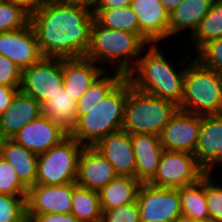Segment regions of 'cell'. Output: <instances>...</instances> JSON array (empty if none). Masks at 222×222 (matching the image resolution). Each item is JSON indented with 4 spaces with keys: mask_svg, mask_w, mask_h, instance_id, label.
I'll use <instances>...</instances> for the list:
<instances>
[{
    "mask_svg": "<svg viewBox=\"0 0 222 222\" xmlns=\"http://www.w3.org/2000/svg\"><path fill=\"white\" fill-rule=\"evenodd\" d=\"M108 69L104 71L88 90L77 101V110H89L103 101L111 91L125 78L120 72L108 76ZM107 74V75H105Z\"/></svg>",
    "mask_w": 222,
    "mask_h": 222,
    "instance_id": "cell-30",
    "label": "cell"
},
{
    "mask_svg": "<svg viewBox=\"0 0 222 222\" xmlns=\"http://www.w3.org/2000/svg\"><path fill=\"white\" fill-rule=\"evenodd\" d=\"M148 46L137 34L100 25L95 19L91 26L90 46L85 57L101 66L113 65L114 71L125 77L134 69L143 49Z\"/></svg>",
    "mask_w": 222,
    "mask_h": 222,
    "instance_id": "cell-3",
    "label": "cell"
},
{
    "mask_svg": "<svg viewBox=\"0 0 222 222\" xmlns=\"http://www.w3.org/2000/svg\"><path fill=\"white\" fill-rule=\"evenodd\" d=\"M93 15L104 27L137 34L148 46L152 44L140 32L138 18L130 5L118 9H93Z\"/></svg>",
    "mask_w": 222,
    "mask_h": 222,
    "instance_id": "cell-26",
    "label": "cell"
},
{
    "mask_svg": "<svg viewBox=\"0 0 222 222\" xmlns=\"http://www.w3.org/2000/svg\"><path fill=\"white\" fill-rule=\"evenodd\" d=\"M101 222H141L137 202L104 211Z\"/></svg>",
    "mask_w": 222,
    "mask_h": 222,
    "instance_id": "cell-36",
    "label": "cell"
},
{
    "mask_svg": "<svg viewBox=\"0 0 222 222\" xmlns=\"http://www.w3.org/2000/svg\"><path fill=\"white\" fill-rule=\"evenodd\" d=\"M131 143L136 159L135 178L141 183H148L156 174L164 151L159 136L131 134Z\"/></svg>",
    "mask_w": 222,
    "mask_h": 222,
    "instance_id": "cell-20",
    "label": "cell"
},
{
    "mask_svg": "<svg viewBox=\"0 0 222 222\" xmlns=\"http://www.w3.org/2000/svg\"><path fill=\"white\" fill-rule=\"evenodd\" d=\"M84 147L68 136L59 145L39 154L35 184L63 185L76 182L78 160Z\"/></svg>",
    "mask_w": 222,
    "mask_h": 222,
    "instance_id": "cell-7",
    "label": "cell"
},
{
    "mask_svg": "<svg viewBox=\"0 0 222 222\" xmlns=\"http://www.w3.org/2000/svg\"><path fill=\"white\" fill-rule=\"evenodd\" d=\"M173 222H198V221H195L193 218H189V217L181 215L177 219H175Z\"/></svg>",
    "mask_w": 222,
    "mask_h": 222,
    "instance_id": "cell-45",
    "label": "cell"
},
{
    "mask_svg": "<svg viewBox=\"0 0 222 222\" xmlns=\"http://www.w3.org/2000/svg\"><path fill=\"white\" fill-rule=\"evenodd\" d=\"M76 182L63 185L35 184L26 194V215L71 213V199Z\"/></svg>",
    "mask_w": 222,
    "mask_h": 222,
    "instance_id": "cell-12",
    "label": "cell"
},
{
    "mask_svg": "<svg viewBox=\"0 0 222 222\" xmlns=\"http://www.w3.org/2000/svg\"><path fill=\"white\" fill-rule=\"evenodd\" d=\"M195 57L202 65L222 74V37L204 45Z\"/></svg>",
    "mask_w": 222,
    "mask_h": 222,
    "instance_id": "cell-35",
    "label": "cell"
},
{
    "mask_svg": "<svg viewBox=\"0 0 222 222\" xmlns=\"http://www.w3.org/2000/svg\"><path fill=\"white\" fill-rule=\"evenodd\" d=\"M222 150V114L201 115V128L195 157L205 169Z\"/></svg>",
    "mask_w": 222,
    "mask_h": 222,
    "instance_id": "cell-22",
    "label": "cell"
},
{
    "mask_svg": "<svg viewBox=\"0 0 222 222\" xmlns=\"http://www.w3.org/2000/svg\"><path fill=\"white\" fill-rule=\"evenodd\" d=\"M27 190L18 179L15 169L0 156V194L26 196Z\"/></svg>",
    "mask_w": 222,
    "mask_h": 222,
    "instance_id": "cell-33",
    "label": "cell"
},
{
    "mask_svg": "<svg viewBox=\"0 0 222 222\" xmlns=\"http://www.w3.org/2000/svg\"><path fill=\"white\" fill-rule=\"evenodd\" d=\"M166 12L170 15L183 0H160Z\"/></svg>",
    "mask_w": 222,
    "mask_h": 222,
    "instance_id": "cell-43",
    "label": "cell"
},
{
    "mask_svg": "<svg viewBox=\"0 0 222 222\" xmlns=\"http://www.w3.org/2000/svg\"><path fill=\"white\" fill-rule=\"evenodd\" d=\"M19 88L0 84V115L10 106Z\"/></svg>",
    "mask_w": 222,
    "mask_h": 222,
    "instance_id": "cell-39",
    "label": "cell"
},
{
    "mask_svg": "<svg viewBox=\"0 0 222 222\" xmlns=\"http://www.w3.org/2000/svg\"><path fill=\"white\" fill-rule=\"evenodd\" d=\"M63 88L62 58L43 57L22 70L19 90L40 104L50 100Z\"/></svg>",
    "mask_w": 222,
    "mask_h": 222,
    "instance_id": "cell-9",
    "label": "cell"
},
{
    "mask_svg": "<svg viewBox=\"0 0 222 222\" xmlns=\"http://www.w3.org/2000/svg\"><path fill=\"white\" fill-rule=\"evenodd\" d=\"M114 167L93 146H85L78 160L76 184L99 192L116 178Z\"/></svg>",
    "mask_w": 222,
    "mask_h": 222,
    "instance_id": "cell-15",
    "label": "cell"
},
{
    "mask_svg": "<svg viewBox=\"0 0 222 222\" xmlns=\"http://www.w3.org/2000/svg\"><path fill=\"white\" fill-rule=\"evenodd\" d=\"M0 156L15 169L18 179L28 189L35 185L38 155L12 138L0 140Z\"/></svg>",
    "mask_w": 222,
    "mask_h": 222,
    "instance_id": "cell-21",
    "label": "cell"
},
{
    "mask_svg": "<svg viewBox=\"0 0 222 222\" xmlns=\"http://www.w3.org/2000/svg\"><path fill=\"white\" fill-rule=\"evenodd\" d=\"M40 115L41 104L19 90L10 106L0 115V140L12 138L21 128Z\"/></svg>",
    "mask_w": 222,
    "mask_h": 222,
    "instance_id": "cell-19",
    "label": "cell"
},
{
    "mask_svg": "<svg viewBox=\"0 0 222 222\" xmlns=\"http://www.w3.org/2000/svg\"><path fill=\"white\" fill-rule=\"evenodd\" d=\"M177 110L174 102L136 90L128 80L122 130L159 136Z\"/></svg>",
    "mask_w": 222,
    "mask_h": 222,
    "instance_id": "cell-6",
    "label": "cell"
},
{
    "mask_svg": "<svg viewBox=\"0 0 222 222\" xmlns=\"http://www.w3.org/2000/svg\"><path fill=\"white\" fill-rule=\"evenodd\" d=\"M167 60L157 44H151L126 78L136 90L172 101L178 106L183 96L186 68L176 70Z\"/></svg>",
    "mask_w": 222,
    "mask_h": 222,
    "instance_id": "cell-2",
    "label": "cell"
},
{
    "mask_svg": "<svg viewBox=\"0 0 222 222\" xmlns=\"http://www.w3.org/2000/svg\"><path fill=\"white\" fill-rule=\"evenodd\" d=\"M41 114L70 133L77 121V102L63 88L41 104Z\"/></svg>",
    "mask_w": 222,
    "mask_h": 222,
    "instance_id": "cell-25",
    "label": "cell"
},
{
    "mask_svg": "<svg viewBox=\"0 0 222 222\" xmlns=\"http://www.w3.org/2000/svg\"><path fill=\"white\" fill-rule=\"evenodd\" d=\"M132 0H100L94 9H118L130 5Z\"/></svg>",
    "mask_w": 222,
    "mask_h": 222,
    "instance_id": "cell-41",
    "label": "cell"
},
{
    "mask_svg": "<svg viewBox=\"0 0 222 222\" xmlns=\"http://www.w3.org/2000/svg\"><path fill=\"white\" fill-rule=\"evenodd\" d=\"M222 37V0H215L211 9L190 36L197 53L204 45Z\"/></svg>",
    "mask_w": 222,
    "mask_h": 222,
    "instance_id": "cell-29",
    "label": "cell"
},
{
    "mask_svg": "<svg viewBox=\"0 0 222 222\" xmlns=\"http://www.w3.org/2000/svg\"><path fill=\"white\" fill-rule=\"evenodd\" d=\"M93 147L110 162L118 175L135 178L136 159L130 133L124 130L110 133Z\"/></svg>",
    "mask_w": 222,
    "mask_h": 222,
    "instance_id": "cell-16",
    "label": "cell"
},
{
    "mask_svg": "<svg viewBox=\"0 0 222 222\" xmlns=\"http://www.w3.org/2000/svg\"><path fill=\"white\" fill-rule=\"evenodd\" d=\"M136 202L141 222H173L182 215L179 189L142 183Z\"/></svg>",
    "mask_w": 222,
    "mask_h": 222,
    "instance_id": "cell-10",
    "label": "cell"
},
{
    "mask_svg": "<svg viewBox=\"0 0 222 222\" xmlns=\"http://www.w3.org/2000/svg\"><path fill=\"white\" fill-rule=\"evenodd\" d=\"M201 128V115L177 110L159 135L164 150L195 154Z\"/></svg>",
    "mask_w": 222,
    "mask_h": 222,
    "instance_id": "cell-11",
    "label": "cell"
},
{
    "mask_svg": "<svg viewBox=\"0 0 222 222\" xmlns=\"http://www.w3.org/2000/svg\"><path fill=\"white\" fill-rule=\"evenodd\" d=\"M105 70L87 57L62 58L63 86L77 102Z\"/></svg>",
    "mask_w": 222,
    "mask_h": 222,
    "instance_id": "cell-17",
    "label": "cell"
},
{
    "mask_svg": "<svg viewBox=\"0 0 222 222\" xmlns=\"http://www.w3.org/2000/svg\"><path fill=\"white\" fill-rule=\"evenodd\" d=\"M141 184L134 177L118 175L98 192L102 211L135 202Z\"/></svg>",
    "mask_w": 222,
    "mask_h": 222,
    "instance_id": "cell-24",
    "label": "cell"
},
{
    "mask_svg": "<svg viewBox=\"0 0 222 222\" xmlns=\"http://www.w3.org/2000/svg\"><path fill=\"white\" fill-rule=\"evenodd\" d=\"M22 70L7 57L0 55V84L20 87Z\"/></svg>",
    "mask_w": 222,
    "mask_h": 222,
    "instance_id": "cell-37",
    "label": "cell"
},
{
    "mask_svg": "<svg viewBox=\"0 0 222 222\" xmlns=\"http://www.w3.org/2000/svg\"><path fill=\"white\" fill-rule=\"evenodd\" d=\"M130 7L138 18L140 32L152 44L170 37L169 14L160 0H132Z\"/></svg>",
    "mask_w": 222,
    "mask_h": 222,
    "instance_id": "cell-18",
    "label": "cell"
},
{
    "mask_svg": "<svg viewBox=\"0 0 222 222\" xmlns=\"http://www.w3.org/2000/svg\"><path fill=\"white\" fill-rule=\"evenodd\" d=\"M127 94L125 77L98 105L77 110V121L69 136L83 146H94L106 135L122 130Z\"/></svg>",
    "mask_w": 222,
    "mask_h": 222,
    "instance_id": "cell-4",
    "label": "cell"
},
{
    "mask_svg": "<svg viewBox=\"0 0 222 222\" xmlns=\"http://www.w3.org/2000/svg\"><path fill=\"white\" fill-rule=\"evenodd\" d=\"M203 176L204 169L195 155L164 150L156 174L148 183L160 188L179 189L197 183Z\"/></svg>",
    "mask_w": 222,
    "mask_h": 222,
    "instance_id": "cell-8",
    "label": "cell"
},
{
    "mask_svg": "<svg viewBox=\"0 0 222 222\" xmlns=\"http://www.w3.org/2000/svg\"><path fill=\"white\" fill-rule=\"evenodd\" d=\"M218 164L219 162V165L220 163L222 164V150L219 152L218 156L204 169V175L206 176H211V168L213 167L214 168V165L216 166V163Z\"/></svg>",
    "mask_w": 222,
    "mask_h": 222,
    "instance_id": "cell-44",
    "label": "cell"
},
{
    "mask_svg": "<svg viewBox=\"0 0 222 222\" xmlns=\"http://www.w3.org/2000/svg\"><path fill=\"white\" fill-rule=\"evenodd\" d=\"M0 222H27L26 196L0 194Z\"/></svg>",
    "mask_w": 222,
    "mask_h": 222,
    "instance_id": "cell-32",
    "label": "cell"
},
{
    "mask_svg": "<svg viewBox=\"0 0 222 222\" xmlns=\"http://www.w3.org/2000/svg\"><path fill=\"white\" fill-rule=\"evenodd\" d=\"M93 9L49 0L30 16V24L44 57H84L90 46Z\"/></svg>",
    "mask_w": 222,
    "mask_h": 222,
    "instance_id": "cell-1",
    "label": "cell"
},
{
    "mask_svg": "<svg viewBox=\"0 0 222 222\" xmlns=\"http://www.w3.org/2000/svg\"><path fill=\"white\" fill-rule=\"evenodd\" d=\"M27 222H80L72 213L27 215Z\"/></svg>",
    "mask_w": 222,
    "mask_h": 222,
    "instance_id": "cell-38",
    "label": "cell"
},
{
    "mask_svg": "<svg viewBox=\"0 0 222 222\" xmlns=\"http://www.w3.org/2000/svg\"><path fill=\"white\" fill-rule=\"evenodd\" d=\"M187 65L183 96L178 109L197 115L222 114V74L196 58Z\"/></svg>",
    "mask_w": 222,
    "mask_h": 222,
    "instance_id": "cell-5",
    "label": "cell"
},
{
    "mask_svg": "<svg viewBox=\"0 0 222 222\" xmlns=\"http://www.w3.org/2000/svg\"><path fill=\"white\" fill-rule=\"evenodd\" d=\"M182 215L198 222H210L205 199V175L195 184L179 188Z\"/></svg>",
    "mask_w": 222,
    "mask_h": 222,
    "instance_id": "cell-27",
    "label": "cell"
},
{
    "mask_svg": "<svg viewBox=\"0 0 222 222\" xmlns=\"http://www.w3.org/2000/svg\"><path fill=\"white\" fill-rule=\"evenodd\" d=\"M59 1L66 3L80 4L83 6H87L91 9H94L97 6V4L100 2V0H59Z\"/></svg>",
    "mask_w": 222,
    "mask_h": 222,
    "instance_id": "cell-42",
    "label": "cell"
},
{
    "mask_svg": "<svg viewBox=\"0 0 222 222\" xmlns=\"http://www.w3.org/2000/svg\"><path fill=\"white\" fill-rule=\"evenodd\" d=\"M7 1L12 3L13 5L21 7L31 16L49 0H7Z\"/></svg>",
    "mask_w": 222,
    "mask_h": 222,
    "instance_id": "cell-40",
    "label": "cell"
},
{
    "mask_svg": "<svg viewBox=\"0 0 222 222\" xmlns=\"http://www.w3.org/2000/svg\"><path fill=\"white\" fill-rule=\"evenodd\" d=\"M0 55L13 61L21 70L44 57L30 23L23 28L0 32Z\"/></svg>",
    "mask_w": 222,
    "mask_h": 222,
    "instance_id": "cell-13",
    "label": "cell"
},
{
    "mask_svg": "<svg viewBox=\"0 0 222 222\" xmlns=\"http://www.w3.org/2000/svg\"><path fill=\"white\" fill-rule=\"evenodd\" d=\"M71 204V213L80 222H101L103 211L98 192L77 185Z\"/></svg>",
    "mask_w": 222,
    "mask_h": 222,
    "instance_id": "cell-28",
    "label": "cell"
},
{
    "mask_svg": "<svg viewBox=\"0 0 222 222\" xmlns=\"http://www.w3.org/2000/svg\"><path fill=\"white\" fill-rule=\"evenodd\" d=\"M205 175V199L210 222H222V186Z\"/></svg>",
    "mask_w": 222,
    "mask_h": 222,
    "instance_id": "cell-34",
    "label": "cell"
},
{
    "mask_svg": "<svg viewBox=\"0 0 222 222\" xmlns=\"http://www.w3.org/2000/svg\"><path fill=\"white\" fill-rule=\"evenodd\" d=\"M69 133L48 117L40 115L21 128L12 139L37 155L59 145Z\"/></svg>",
    "mask_w": 222,
    "mask_h": 222,
    "instance_id": "cell-14",
    "label": "cell"
},
{
    "mask_svg": "<svg viewBox=\"0 0 222 222\" xmlns=\"http://www.w3.org/2000/svg\"><path fill=\"white\" fill-rule=\"evenodd\" d=\"M30 23V15L7 0H0V32L23 28Z\"/></svg>",
    "mask_w": 222,
    "mask_h": 222,
    "instance_id": "cell-31",
    "label": "cell"
},
{
    "mask_svg": "<svg viewBox=\"0 0 222 222\" xmlns=\"http://www.w3.org/2000/svg\"><path fill=\"white\" fill-rule=\"evenodd\" d=\"M215 0H183L169 15L168 34L174 36L187 29L191 36L199 27L201 20L211 9Z\"/></svg>",
    "mask_w": 222,
    "mask_h": 222,
    "instance_id": "cell-23",
    "label": "cell"
}]
</instances>
